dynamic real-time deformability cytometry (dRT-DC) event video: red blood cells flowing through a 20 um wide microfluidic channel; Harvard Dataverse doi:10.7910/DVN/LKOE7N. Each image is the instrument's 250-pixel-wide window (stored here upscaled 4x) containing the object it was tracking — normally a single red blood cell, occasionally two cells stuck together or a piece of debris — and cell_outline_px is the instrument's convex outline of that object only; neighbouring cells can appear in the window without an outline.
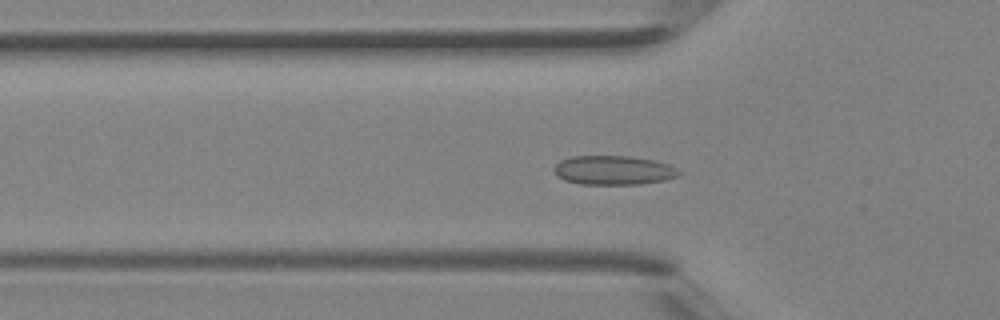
{"species": "Egyptian fruit bat (a non-hibernating species)", "species_latin": "Rousettus aegyptiacus", "temperature_condition": "room temperature", "stored_images_in_passage": 41, "segment_of_instrument_passage": [1, 2], "camera_frame_rate_fps": 3000, "um_per_image_px": 0.085, "animal": {"sex": "female"}, "frame": {"image": 1, "passage_image": 13, "time_ms": 4.0, "image_size_px": [1000, 320], "cell_outline_px": [[680, 176], [668, 180], [640, 184], [580, 184], [564, 180], [556, 176], [556, 164], [560, 160], [572, 156], [628, 156], [656, 160], [668, 164], [680, 172]], "centroid_in_image_um": [52.18, 14.47], "position_along_channel_um": 73.6, "area_um2": 21.27}}
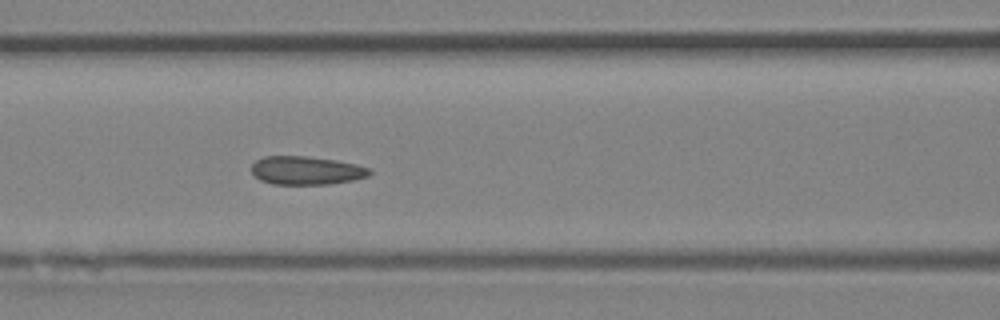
{"frame": {"image": 2, "passage_image": 17, "time_ms": 5.333, "image_size_px": [1000, 320], "cell_outline_px": [[372, 172], [368, 176], [352, 180], [328, 184], [272, 184], [260, 180], [252, 172], [252, 164], [256, 160], [264, 156], [308, 156], [336, 160], [356, 164], [368, 168]], "centroid_in_image_um": [26.02, 14.48], "position_along_channel_um": 140.6, "area_um2": 19.48}}
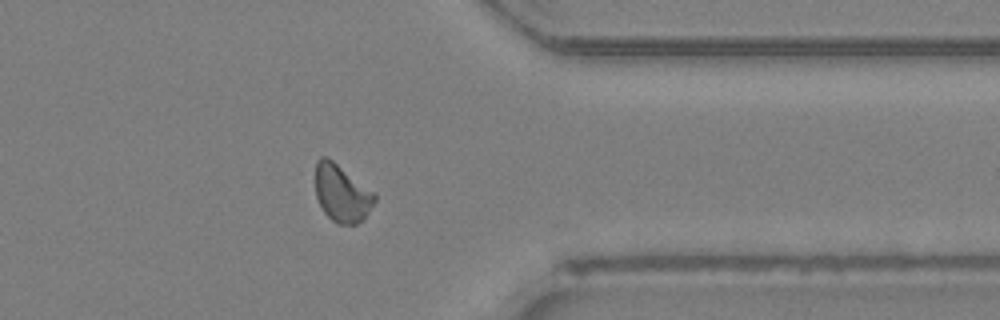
{"frame": {"image": 3, "passage_image": 32, "time_ms": 10.333, "image_size_px": [1000, 320], "cell_outline_px": [[376, 200], [364, 220], [356, 224], [340, 224], [332, 220], [324, 212], [316, 196], [316, 160], [320, 156], [324, 156], [332, 160], [376, 192]], "centroid_in_image_um": [29.08, 16.43], "position_along_channel_um": 382.3, "area_um2": 19.88}}